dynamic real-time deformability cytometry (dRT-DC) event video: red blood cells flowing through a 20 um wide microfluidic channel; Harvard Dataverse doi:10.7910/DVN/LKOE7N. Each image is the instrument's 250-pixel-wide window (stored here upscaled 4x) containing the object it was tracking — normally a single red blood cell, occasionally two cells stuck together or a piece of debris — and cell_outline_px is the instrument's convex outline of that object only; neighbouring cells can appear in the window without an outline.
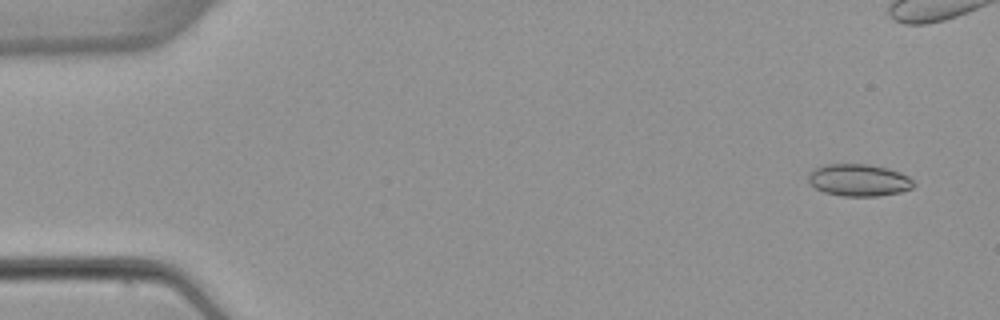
{"species": "common noctule bat (a hibernating species)", "species_latin": "Nyctalus noctula", "temperature_condition": "warm", "stored_images_in_passage": 3, "camera_frame_rate_fps": 3000, "um_per_image_px": 0.085, "animal": {"sex": "female", "body_mass_g": 22.7, "forearm_length_mm": 54.2}, "frame": {"image": 1, "passage_image": 1, "time_ms": 0.0, "image_size_px": [1000, 320], "cell_outline_px": [[916, 184], [912, 188], [900, 192], [876, 196], [844, 196], [824, 192], [816, 188], [808, 180], [808, 176], [812, 168], [824, 164], [868, 164], [888, 168], [900, 172], [908, 176]], "centroid_in_image_um": [73.0, 15.3], "position_along_channel_um": 12.0, "area_um2": 19.77}}